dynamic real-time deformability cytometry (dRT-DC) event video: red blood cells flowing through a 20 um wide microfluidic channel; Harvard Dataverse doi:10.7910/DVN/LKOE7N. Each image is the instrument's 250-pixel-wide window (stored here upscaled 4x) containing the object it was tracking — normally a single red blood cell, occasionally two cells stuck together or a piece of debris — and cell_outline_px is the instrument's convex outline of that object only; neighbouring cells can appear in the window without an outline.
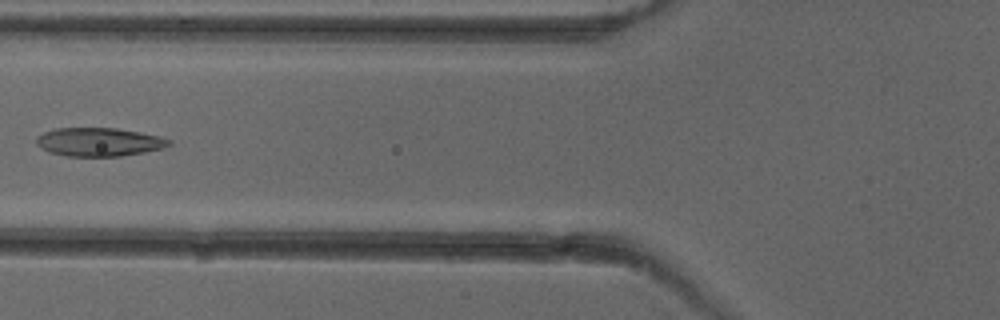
{"species": "common noctule bat (a hibernating species)", "species_latin": "Nyctalus noctula", "temperature_condition": "cold", "stored_images_in_passage": 5, "camera_frame_rate_fps": 3000, "um_per_image_px": 0.085, "animal": {"sex": "female"}, "frame": {"image": 1, "passage_image": 5, "time_ms": 4.667, "image_size_px": [1000, 320], "cell_outline_px": [[172, 144], [164, 148], [144, 152], [120, 156], [64, 156], [48, 152], [40, 148], [36, 144], [36, 136], [44, 132], [56, 128], [116, 128], [140, 132], [160, 136], [172, 140]], "centroid_in_image_um": [8.41, 12.07], "position_along_channel_um": 117.4, "area_um2": 22.25}}